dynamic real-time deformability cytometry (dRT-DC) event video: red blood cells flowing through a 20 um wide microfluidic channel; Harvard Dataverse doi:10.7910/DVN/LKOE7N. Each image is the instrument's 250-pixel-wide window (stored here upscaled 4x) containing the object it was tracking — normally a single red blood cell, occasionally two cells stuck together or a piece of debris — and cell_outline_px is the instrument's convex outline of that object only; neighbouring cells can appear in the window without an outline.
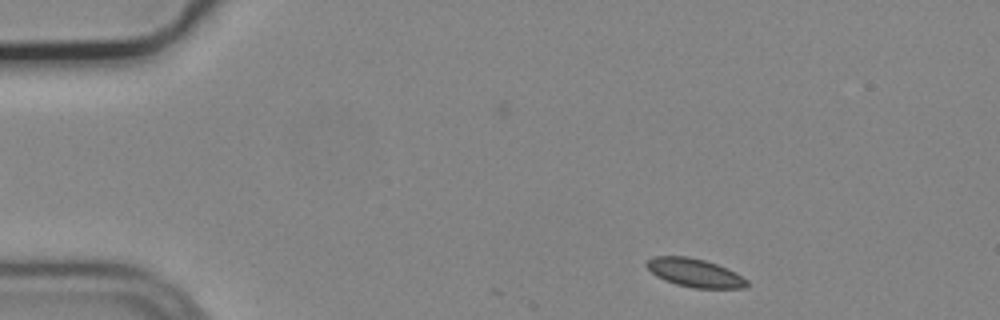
{"species": "common noctule bat (a hibernating species)", "species_latin": "Nyctalus noctula", "temperature_condition": "cold", "stored_images_in_passage": 11, "camera_frame_rate_fps": 3000, "um_per_image_px": 0.085, "animal": {"sex": "male", "body_mass_g": 19.2, "forearm_length_mm": 51.8}, "frame": {"image": 1, "passage_image": 4, "time_ms": 1.0, "image_size_px": [1000, 320], "cell_outline_px": [[748, 284], [744, 288], [696, 288], [676, 284], [664, 280], [656, 276], [644, 264], [652, 256], [688, 256], [704, 260], [716, 264], [736, 272], [748, 280]], "centroid_in_image_um": [59.04, 23.18], "position_along_channel_um": 26.0, "area_um2": 16.59}}